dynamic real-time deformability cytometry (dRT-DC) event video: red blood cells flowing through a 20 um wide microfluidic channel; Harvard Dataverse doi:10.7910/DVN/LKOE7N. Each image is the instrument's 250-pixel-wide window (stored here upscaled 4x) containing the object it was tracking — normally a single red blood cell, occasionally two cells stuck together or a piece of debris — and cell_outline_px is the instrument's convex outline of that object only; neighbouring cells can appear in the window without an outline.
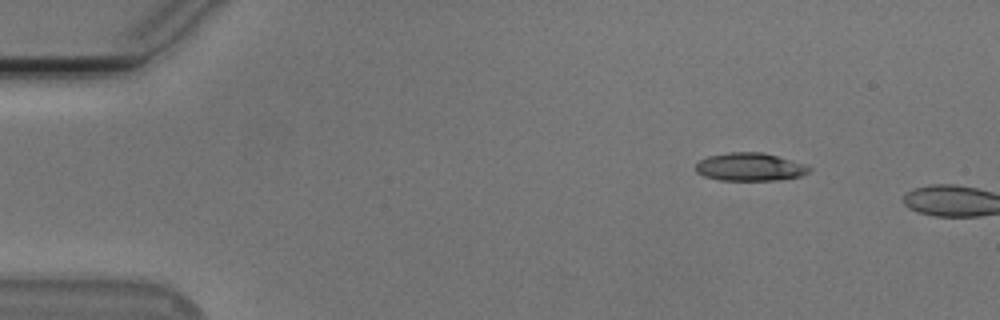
{"species": "Egyptian fruit bat (a non-hibernating species)", "species_latin": "Rousettus aegyptiacus", "temperature_condition": "cold", "stored_images_in_passage": 7, "camera_frame_rate_fps": 3000, "um_per_image_px": 0.085, "animal": {"sex": "male"}, "frame": {"image": 1, "passage_image": 1, "time_ms": 0.0, "image_size_px": [1000, 320], "cell_outline_px": [[812, 168], [808, 172], [800, 176], [776, 180], [720, 180], [704, 176], [696, 172], [696, 164], [700, 160], [708, 156], [728, 152], [764, 152], [808, 164]], "centroid_in_image_um": [63.77, 14.18], "position_along_channel_um": 21.2, "area_um2": 18.67}}